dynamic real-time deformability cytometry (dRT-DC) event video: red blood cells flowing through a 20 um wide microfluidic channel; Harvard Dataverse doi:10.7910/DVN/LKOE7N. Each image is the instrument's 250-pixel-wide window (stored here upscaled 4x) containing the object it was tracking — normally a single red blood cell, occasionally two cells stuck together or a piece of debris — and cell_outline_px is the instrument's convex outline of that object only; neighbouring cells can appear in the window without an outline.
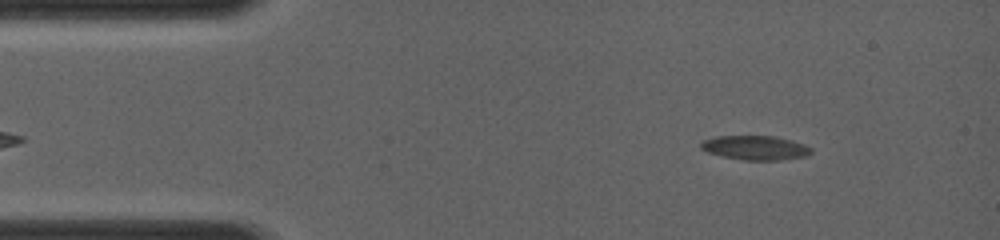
{"species": "common noctule bat (a hibernating species)", "species_latin": "Nyctalus noctula", "temperature_condition": "room temperature", "stored_images_in_passage": 52, "camera_frame_rate_fps": 4000, "um_per_image_px": 0.085, "animal": {"sex": "female", "body_mass_g": 19.0, "forearm_length_mm": 56.7}, "frame": {"image": 1, "passage_image": 3, "time_ms": 0.5, "image_size_px": [1000, 240], "cell_outline_px": [[812, 152], [808, 156], [780, 160], [744, 160], [724, 156], [708, 152], [700, 148], [700, 144], [704, 140], [716, 136], [776, 136], [804, 144], [812, 148]], "centroid_in_image_um": [64.24, 12.56], "position_along_channel_um": 20.8, "area_um2": 15.55}}
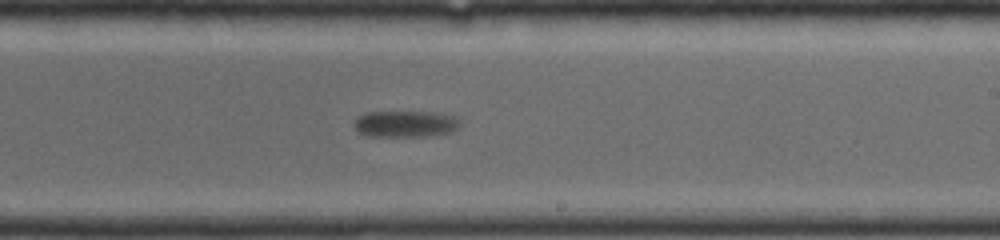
{"frame": {"image": 2, "passage_image": 30, "time_ms": 7.25, "image_size_px": [1000, 240], "cell_outline_px": [[460, 124], [452, 132], [424, 136], [368, 136], [360, 132], [352, 124], [356, 116], [368, 112], [440, 112], [452, 116]], "centroid_in_image_um": [34.4, 10.52], "position_along_channel_um": 254.6, "area_um2": 16.24}}
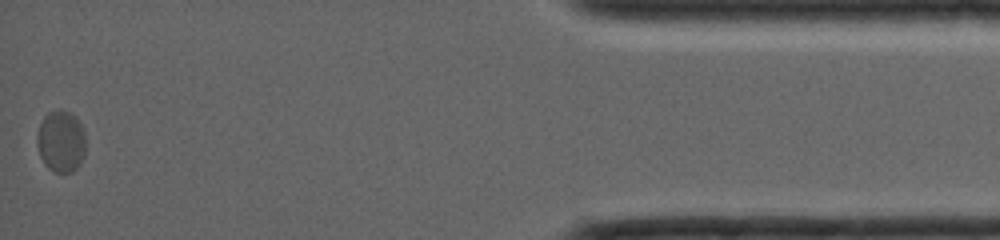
{"frame": {"image": 3, "passage_image": 52, "time_ms": 12.75, "image_size_px": [1000, 240], "cell_outline_px": [[84, 156], [80, 164], [72, 172], [52, 172], [44, 164], [40, 156], [36, 144], [36, 136], [40, 124], [44, 116], [48, 112], [60, 108], [72, 112], [76, 116], [84, 132]], "centroid_in_image_um": [5.16, 11.99], "position_along_channel_um": 430.0, "area_um2": 17.8}}